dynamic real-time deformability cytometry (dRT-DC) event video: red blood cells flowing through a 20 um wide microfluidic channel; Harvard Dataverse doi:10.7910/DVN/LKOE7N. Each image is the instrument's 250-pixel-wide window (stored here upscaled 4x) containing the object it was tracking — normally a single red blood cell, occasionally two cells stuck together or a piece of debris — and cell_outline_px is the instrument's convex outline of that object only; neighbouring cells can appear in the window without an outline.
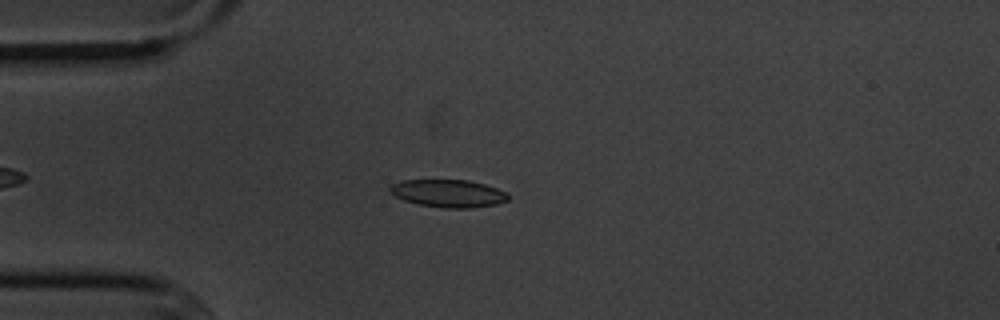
{"species": "common noctule bat (a hibernating species)", "species_latin": "Nyctalus noctula", "temperature_condition": "cold", "stored_images_in_passage": 3, "camera_frame_rate_fps": 3000, "um_per_image_px": 0.085, "animal": {"sex": "male", "body_mass_g": 20.1, "forearm_length_mm": 53.5}, "frame": {"image": 1, "passage_image": 3, "time_ms": 3.0, "image_size_px": [1000, 320], "cell_outline_px": [[508, 200], [496, 204], [468, 208], [444, 208], [416, 204], [404, 200], [388, 192], [388, 188], [392, 184], [404, 180], [468, 180], [484, 184], [508, 192]], "centroid_in_image_um": [38.09, 16.44], "position_along_channel_um": 46.9, "area_um2": 19.07}}